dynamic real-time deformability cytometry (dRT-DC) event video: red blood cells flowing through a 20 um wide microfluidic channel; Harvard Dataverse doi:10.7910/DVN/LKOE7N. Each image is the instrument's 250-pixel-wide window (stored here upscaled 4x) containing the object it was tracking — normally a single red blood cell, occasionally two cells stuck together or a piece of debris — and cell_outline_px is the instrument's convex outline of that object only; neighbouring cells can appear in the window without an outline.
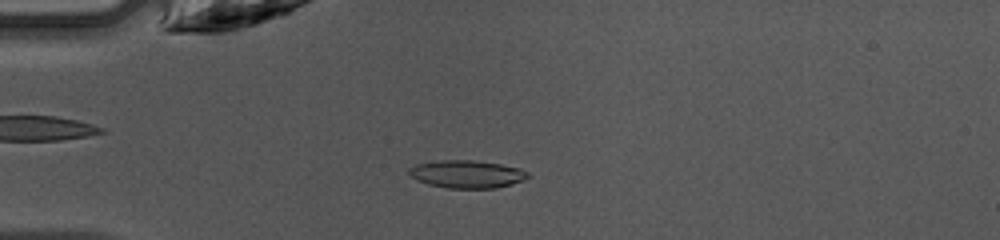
{"species": "common noctule bat (a hibernating species)", "species_latin": "Nyctalus noctula", "temperature_condition": "warm", "stored_images_in_passage": 37, "camera_frame_rate_fps": 3000, "um_per_image_px": 0.085, "animal": {"sex": "female", "body_mass_g": 10.0, "forearm_length_mm": 53.1}, "frame": {"image": 1, "passage_image": 3, "time_ms": 0.667, "image_size_px": [1000, 240], "cell_outline_px": [[528, 176], [524, 180], [512, 184], [496, 188], [448, 188], [428, 184], [416, 180], [408, 172], [408, 168], [416, 164], [440, 160], [472, 160], [500, 164], [520, 168], [528, 172]], "centroid_in_image_um": [39.68, 14.8], "position_along_channel_um": 45.3, "area_um2": 19.19}}
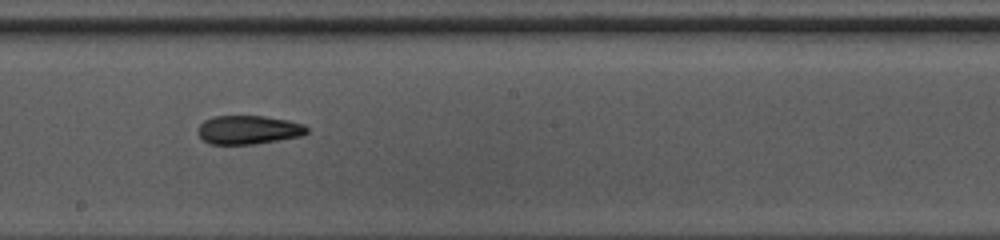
{"frame": {"image": 2, "passage_image": 17, "time_ms": 5.333, "image_size_px": [1000, 240], "cell_outline_px": [[308, 132], [304, 136], [256, 144], [208, 144], [196, 132], [200, 124], [204, 120], [212, 116], [264, 116], [288, 120], [304, 124], [308, 128]], "centroid_in_image_um": [21.13, 11.04], "position_along_channel_um": 227.1, "area_um2": 18.5}}
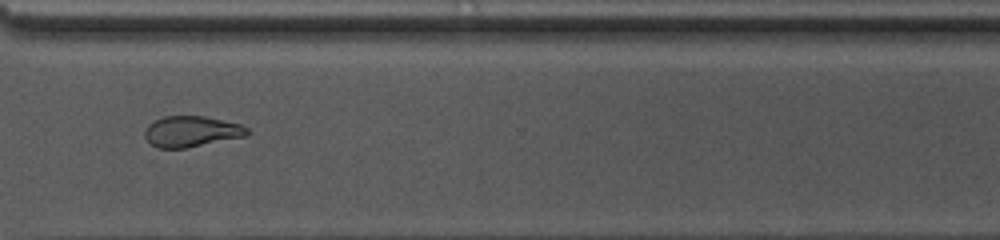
{"frame": {"image": 3, "passage_image": 26, "time_ms": 8.333, "image_size_px": [1000, 240], "cell_outline_px": [[248, 136], [184, 148], [156, 148], [144, 136], [144, 132], [148, 124], [152, 120], [164, 116], [204, 116], [240, 124], [248, 128]], "centroid_in_image_um": [16.25, 11.17], "position_along_channel_um": 354.3, "area_um2": 18.44}, "authors_computed_cell_mechanics": {"area_um2": 18.785, "velocity_mm_per_s": 4.2536, "shape_relaxation_time_tau1_ms": null, "shape_relaxation_time_tau2_ms": 2.0822, "deformation_change_tau1": null, "deformation_change_tau2": 0.0935}}